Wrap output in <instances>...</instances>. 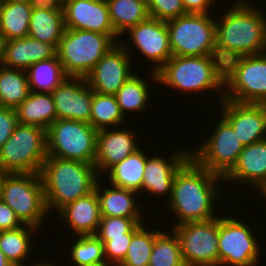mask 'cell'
I'll list each match as a JSON object with an SVG mask.
<instances>
[{
	"instance_id": "d4e9b609",
	"label": "cell",
	"mask_w": 266,
	"mask_h": 266,
	"mask_svg": "<svg viewBox=\"0 0 266 266\" xmlns=\"http://www.w3.org/2000/svg\"><path fill=\"white\" fill-rule=\"evenodd\" d=\"M15 110L18 123L36 125L46 130L57 119L51 93L30 91L28 97Z\"/></svg>"
},
{
	"instance_id": "30bf717a",
	"label": "cell",
	"mask_w": 266,
	"mask_h": 266,
	"mask_svg": "<svg viewBox=\"0 0 266 266\" xmlns=\"http://www.w3.org/2000/svg\"><path fill=\"white\" fill-rule=\"evenodd\" d=\"M166 25L173 56L216 55V22L210 14L187 13Z\"/></svg>"
},
{
	"instance_id": "c3c4849f",
	"label": "cell",
	"mask_w": 266,
	"mask_h": 266,
	"mask_svg": "<svg viewBox=\"0 0 266 266\" xmlns=\"http://www.w3.org/2000/svg\"><path fill=\"white\" fill-rule=\"evenodd\" d=\"M86 266H114L111 263H108L106 260L103 262L91 264V265H86Z\"/></svg>"
},
{
	"instance_id": "4dcf8cb0",
	"label": "cell",
	"mask_w": 266,
	"mask_h": 266,
	"mask_svg": "<svg viewBox=\"0 0 266 266\" xmlns=\"http://www.w3.org/2000/svg\"><path fill=\"white\" fill-rule=\"evenodd\" d=\"M26 73L31 92L52 93L68 77L57 55L34 63Z\"/></svg>"
},
{
	"instance_id": "7bdbcfd3",
	"label": "cell",
	"mask_w": 266,
	"mask_h": 266,
	"mask_svg": "<svg viewBox=\"0 0 266 266\" xmlns=\"http://www.w3.org/2000/svg\"><path fill=\"white\" fill-rule=\"evenodd\" d=\"M186 13L209 14L215 0H181Z\"/></svg>"
},
{
	"instance_id": "681fc988",
	"label": "cell",
	"mask_w": 266,
	"mask_h": 266,
	"mask_svg": "<svg viewBox=\"0 0 266 266\" xmlns=\"http://www.w3.org/2000/svg\"><path fill=\"white\" fill-rule=\"evenodd\" d=\"M258 193L262 194V196L266 198V185L259 192H257V194Z\"/></svg>"
},
{
	"instance_id": "6da1fadb",
	"label": "cell",
	"mask_w": 266,
	"mask_h": 266,
	"mask_svg": "<svg viewBox=\"0 0 266 266\" xmlns=\"http://www.w3.org/2000/svg\"><path fill=\"white\" fill-rule=\"evenodd\" d=\"M247 0H236L216 22V56L226 64L266 48V15ZM219 18V19H218Z\"/></svg>"
},
{
	"instance_id": "f546056e",
	"label": "cell",
	"mask_w": 266,
	"mask_h": 266,
	"mask_svg": "<svg viewBox=\"0 0 266 266\" xmlns=\"http://www.w3.org/2000/svg\"><path fill=\"white\" fill-rule=\"evenodd\" d=\"M32 7L27 3L0 2V34L3 41L28 36Z\"/></svg>"
},
{
	"instance_id": "5b68a950",
	"label": "cell",
	"mask_w": 266,
	"mask_h": 266,
	"mask_svg": "<svg viewBox=\"0 0 266 266\" xmlns=\"http://www.w3.org/2000/svg\"><path fill=\"white\" fill-rule=\"evenodd\" d=\"M121 37L94 31L65 29L57 56L68 77H86Z\"/></svg>"
},
{
	"instance_id": "7dc6e473",
	"label": "cell",
	"mask_w": 266,
	"mask_h": 266,
	"mask_svg": "<svg viewBox=\"0 0 266 266\" xmlns=\"http://www.w3.org/2000/svg\"><path fill=\"white\" fill-rule=\"evenodd\" d=\"M31 0H0V2H6V3H27L29 4Z\"/></svg>"
},
{
	"instance_id": "d590c367",
	"label": "cell",
	"mask_w": 266,
	"mask_h": 266,
	"mask_svg": "<svg viewBox=\"0 0 266 266\" xmlns=\"http://www.w3.org/2000/svg\"><path fill=\"white\" fill-rule=\"evenodd\" d=\"M145 225L133 235L126 257L119 266H148L155 241V230Z\"/></svg>"
},
{
	"instance_id": "d6a6232c",
	"label": "cell",
	"mask_w": 266,
	"mask_h": 266,
	"mask_svg": "<svg viewBox=\"0 0 266 266\" xmlns=\"http://www.w3.org/2000/svg\"><path fill=\"white\" fill-rule=\"evenodd\" d=\"M125 117L115 95L93 91L90 124L98 131L124 124Z\"/></svg>"
},
{
	"instance_id": "603a6c76",
	"label": "cell",
	"mask_w": 266,
	"mask_h": 266,
	"mask_svg": "<svg viewBox=\"0 0 266 266\" xmlns=\"http://www.w3.org/2000/svg\"><path fill=\"white\" fill-rule=\"evenodd\" d=\"M58 214L75 235H95L101 220L99 199L94 190L67 204Z\"/></svg>"
},
{
	"instance_id": "ee69618b",
	"label": "cell",
	"mask_w": 266,
	"mask_h": 266,
	"mask_svg": "<svg viewBox=\"0 0 266 266\" xmlns=\"http://www.w3.org/2000/svg\"><path fill=\"white\" fill-rule=\"evenodd\" d=\"M32 9L63 10L61 0H31L29 3Z\"/></svg>"
},
{
	"instance_id": "5bb4252c",
	"label": "cell",
	"mask_w": 266,
	"mask_h": 266,
	"mask_svg": "<svg viewBox=\"0 0 266 266\" xmlns=\"http://www.w3.org/2000/svg\"><path fill=\"white\" fill-rule=\"evenodd\" d=\"M128 43L117 42L97 62L85 77L89 87L98 93L115 95L124 83L135 74L131 69V52ZM131 62V63H130Z\"/></svg>"
},
{
	"instance_id": "44dd1931",
	"label": "cell",
	"mask_w": 266,
	"mask_h": 266,
	"mask_svg": "<svg viewBox=\"0 0 266 266\" xmlns=\"http://www.w3.org/2000/svg\"><path fill=\"white\" fill-rule=\"evenodd\" d=\"M223 181L247 183L259 192L266 185V139L244 146L236 165Z\"/></svg>"
},
{
	"instance_id": "e575fe53",
	"label": "cell",
	"mask_w": 266,
	"mask_h": 266,
	"mask_svg": "<svg viewBox=\"0 0 266 266\" xmlns=\"http://www.w3.org/2000/svg\"><path fill=\"white\" fill-rule=\"evenodd\" d=\"M155 229V241L148 266H185L177 235Z\"/></svg>"
},
{
	"instance_id": "4316f807",
	"label": "cell",
	"mask_w": 266,
	"mask_h": 266,
	"mask_svg": "<svg viewBox=\"0 0 266 266\" xmlns=\"http://www.w3.org/2000/svg\"><path fill=\"white\" fill-rule=\"evenodd\" d=\"M65 29L63 10L32 9L28 36L57 50Z\"/></svg>"
},
{
	"instance_id": "3957f363",
	"label": "cell",
	"mask_w": 266,
	"mask_h": 266,
	"mask_svg": "<svg viewBox=\"0 0 266 266\" xmlns=\"http://www.w3.org/2000/svg\"><path fill=\"white\" fill-rule=\"evenodd\" d=\"M48 212L58 213L67 204L94 191L99 178L94 164L47 156L41 168Z\"/></svg>"
},
{
	"instance_id": "bcb514c9",
	"label": "cell",
	"mask_w": 266,
	"mask_h": 266,
	"mask_svg": "<svg viewBox=\"0 0 266 266\" xmlns=\"http://www.w3.org/2000/svg\"><path fill=\"white\" fill-rule=\"evenodd\" d=\"M42 261H40V263L39 262H37L36 264H33V263H31L30 265L31 266H56L55 264H53V263H51V260H50V262H42Z\"/></svg>"
},
{
	"instance_id": "2e32d148",
	"label": "cell",
	"mask_w": 266,
	"mask_h": 266,
	"mask_svg": "<svg viewBox=\"0 0 266 266\" xmlns=\"http://www.w3.org/2000/svg\"><path fill=\"white\" fill-rule=\"evenodd\" d=\"M127 31L137 51L155 65L152 72H157L173 56L165 21L149 17Z\"/></svg>"
},
{
	"instance_id": "9c48e42d",
	"label": "cell",
	"mask_w": 266,
	"mask_h": 266,
	"mask_svg": "<svg viewBox=\"0 0 266 266\" xmlns=\"http://www.w3.org/2000/svg\"><path fill=\"white\" fill-rule=\"evenodd\" d=\"M97 134L87 122L56 119L47 129V156L94 164Z\"/></svg>"
},
{
	"instance_id": "83f0119b",
	"label": "cell",
	"mask_w": 266,
	"mask_h": 266,
	"mask_svg": "<svg viewBox=\"0 0 266 266\" xmlns=\"http://www.w3.org/2000/svg\"><path fill=\"white\" fill-rule=\"evenodd\" d=\"M37 231L38 228L27 224L17 229L0 231V250L13 266H25L28 263L25 261L30 257L33 236Z\"/></svg>"
},
{
	"instance_id": "ac0fdd59",
	"label": "cell",
	"mask_w": 266,
	"mask_h": 266,
	"mask_svg": "<svg viewBox=\"0 0 266 266\" xmlns=\"http://www.w3.org/2000/svg\"><path fill=\"white\" fill-rule=\"evenodd\" d=\"M63 12L66 29L117 34L110 21L106 0H65Z\"/></svg>"
},
{
	"instance_id": "ba28073f",
	"label": "cell",
	"mask_w": 266,
	"mask_h": 266,
	"mask_svg": "<svg viewBox=\"0 0 266 266\" xmlns=\"http://www.w3.org/2000/svg\"><path fill=\"white\" fill-rule=\"evenodd\" d=\"M224 87L223 99L266 104V53L229 60L225 64Z\"/></svg>"
},
{
	"instance_id": "7c38bea8",
	"label": "cell",
	"mask_w": 266,
	"mask_h": 266,
	"mask_svg": "<svg viewBox=\"0 0 266 266\" xmlns=\"http://www.w3.org/2000/svg\"><path fill=\"white\" fill-rule=\"evenodd\" d=\"M252 228L234 217H218L219 266H256L260 247ZM259 255V256H258Z\"/></svg>"
},
{
	"instance_id": "7a4b0ae2",
	"label": "cell",
	"mask_w": 266,
	"mask_h": 266,
	"mask_svg": "<svg viewBox=\"0 0 266 266\" xmlns=\"http://www.w3.org/2000/svg\"><path fill=\"white\" fill-rule=\"evenodd\" d=\"M221 180L224 182L223 177L201 167L191 157L178 170L173 181L171 197L167 202L168 211L177 218L173 226L216 218L214 201L221 195L220 188L216 185Z\"/></svg>"
},
{
	"instance_id": "9a60e30c",
	"label": "cell",
	"mask_w": 266,
	"mask_h": 266,
	"mask_svg": "<svg viewBox=\"0 0 266 266\" xmlns=\"http://www.w3.org/2000/svg\"><path fill=\"white\" fill-rule=\"evenodd\" d=\"M220 102L221 116L244 146L266 139V104L238 103L227 99Z\"/></svg>"
},
{
	"instance_id": "74e56055",
	"label": "cell",
	"mask_w": 266,
	"mask_h": 266,
	"mask_svg": "<svg viewBox=\"0 0 266 266\" xmlns=\"http://www.w3.org/2000/svg\"><path fill=\"white\" fill-rule=\"evenodd\" d=\"M143 218L101 217L96 236L104 244L110 237H124L138 223H144Z\"/></svg>"
},
{
	"instance_id": "484cf974",
	"label": "cell",
	"mask_w": 266,
	"mask_h": 266,
	"mask_svg": "<svg viewBox=\"0 0 266 266\" xmlns=\"http://www.w3.org/2000/svg\"><path fill=\"white\" fill-rule=\"evenodd\" d=\"M144 150L139 148L121 162L110 167L105 174H109L110 186L139 192L142 189L144 169L147 157Z\"/></svg>"
},
{
	"instance_id": "277c9868",
	"label": "cell",
	"mask_w": 266,
	"mask_h": 266,
	"mask_svg": "<svg viewBox=\"0 0 266 266\" xmlns=\"http://www.w3.org/2000/svg\"><path fill=\"white\" fill-rule=\"evenodd\" d=\"M148 73L151 81L182 92L216 90L223 100L225 64L216 55L172 56L157 72Z\"/></svg>"
},
{
	"instance_id": "f6af8a7d",
	"label": "cell",
	"mask_w": 266,
	"mask_h": 266,
	"mask_svg": "<svg viewBox=\"0 0 266 266\" xmlns=\"http://www.w3.org/2000/svg\"><path fill=\"white\" fill-rule=\"evenodd\" d=\"M0 266H13L8 259L6 258V256L4 255V253L0 250Z\"/></svg>"
},
{
	"instance_id": "8d00e7d4",
	"label": "cell",
	"mask_w": 266,
	"mask_h": 266,
	"mask_svg": "<svg viewBox=\"0 0 266 266\" xmlns=\"http://www.w3.org/2000/svg\"><path fill=\"white\" fill-rule=\"evenodd\" d=\"M71 246V260L75 266L105 261L104 245L96 235H78Z\"/></svg>"
},
{
	"instance_id": "52a82bcc",
	"label": "cell",
	"mask_w": 266,
	"mask_h": 266,
	"mask_svg": "<svg viewBox=\"0 0 266 266\" xmlns=\"http://www.w3.org/2000/svg\"><path fill=\"white\" fill-rule=\"evenodd\" d=\"M0 185L1 200L23 224L40 230L43 218L49 213L40 174L0 173Z\"/></svg>"
},
{
	"instance_id": "cb8c5ba5",
	"label": "cell",
	"mask_w": 266,
	"mask_h": 266,
	"mask_svg": "<svg viewBox=\"0 0 266 266\" xmlns=\"http://www.w3.org/2000/svg\"><path fill=\"white\" fill-rule=\"evenodd\" d=\"M100 180H97L94 190L99 199L101 217L143 218L144 213L134 198L137 192L115 186L101 189Z\"/></svg>"
},
{
	"instance_id": "f1b7e54d",
	"label": "cell",
	"mask_w": 266,
	"mask_h": 266,
	"mask_svg": "<svg viewBox=\"0 0 266 266\" xmlns=\"http://www.w3.org/2000/svg\"><path fill=\"white\" fill-rule=\"evenodd\" d=\"M114 31L127 35L129 28L147 20L150 15L147 0H106Z\"/></svg>"
},
{
	"instance_id": "1f68e13d",
	"label": "cell",
	"mask_w": 266,
	"mask_h": 266,
	"mask_svg": "<svg viewBox=\"0 0 266 266\" xmlns=\"http://www.w3.org/2000/svg\"><path fill=\"white\" fill-rule=\"evenodd\" d=\"M0 66V106L16 109L30 93L27 73Z\"/></svg>"
},
{
	"instance_id": "8fae6325",
	"label": "cell",
	"mask_w": 266,
	"mask_h": 266,
	"mask_svg": "<svg viewBox=\"0 0 266 266\" xmlns=\"http://www.w3.org/2000/svg\"><path fill=\"white\" fill-rule=\"evenodd\" d=\"M216 124L211 136L191 151V157L201 167L224 178L236 165L244 145L222 116Z\"/></svg>"
},
{
	"instance_id": "7402d4cb",
	"label": "cell",
	"mask_w": 266,
	"mask_h": 266,
	"mask_svg": "<svg viewBox=\"0 0 266 266\" xmlns=\"http://www.w3.org/2000/svg\"><path fill=\"white\" fill-rule=\"evenodd\" d=\"M56 55L57 51L52 45L27 36L3 41L0 65L26 71L34 63L53 58Z\"/></svg>"
},
{
	"instance_id": "60d3db41",
	"label": "cell",
	"mask_w": 266,
	"mask_h": 266,
	"mask_svg": "<svg viewBox=\"0 0 266 266\" xmlns=\"http://www.w3.org/2000/svg\"><path fill=\"white\" fill-rule=\"evenodd\" d=\"M17 124L16 110L0 106V149L11 137Z\"/></svg>"
},
{
	"instance_id": "4fadbf2b",
	"label": "cell",
	"mask_w": 266,
	"mask_h": 266,
	"mask_svg": "<svg viewBox=\"0 0 266 266\" xmlns=\"http://www.w3.org/2000/svg\"><path fill=\"white\" fill-rule=\"evenodd\" d=\"M185 266H219L218 216L173 226Z\"/></svg>"
},
{
	"instance_id": "d6986e66",
	"label": "cell",
	"mask_w": 266,
	"mask_h": 266,
	"mask_svg": "<svg viewBox=\"0 0 266 266\" xmlns=\"http://www.w3.org/2000/svg\"><path fill=\"white\" fill-rule=\"evenodd\" d=\"M191 149L179 150L168 157L169 160L155 155L147 157L146 166L144 169L142 191H147L151 195L166 196L168 193L169 199L172 194L174 178L178 170L191 158ZM163 194V195H162Z\"/></svg>"
},
{
	"instance_id": "836d02e7",
	"label": "cell",
	"mask_w": 266,
	"mask_h": 266,
	"mask_svg": "<svg viewBox=\"0 0 266 266\" xmlns=\"http://www.w3.org/2000/svg\"><path fill=\"white\" fill-rule=\"evenodd\" d=\"M148 87L147 80L145 81L135 73L117 91L115 97L124 117H126V112H141L146 109V106L148 107L150 102Z\"/></svg>"
},
{
	"instance_id": "ffe728a7",
	"label": "cell",
	"mask_w": 266,
	"mask_h": 266,
	"mask_svg": "<svg viewBox=\"0 0 266 266\" xmlns=\"http://www.w3.org/2000/svg\"><path fill=\"white\" fill-rule=\"evenodd\" d=\"M133 133L123 126L122 130H98L94 166L99 176L140 148Z\"/></svg>"
},
{
	"instance_id": "8992f818",
	"label": "cell",
	"mask_w": 266,
	"mask_h": 266,
	"mask_svg": "<svg viewBox=\"0 0 266 266\" xmlns=\"http://www.w3.org/2000/svg\"><path fill=\"white\" fill-rule=\"evenodd\" d=\"M47 158V130L18 123L0 149V173L40 174Z\"/></svg>"
},
{
	"instance_id": "f35d334b",
	"label": "cell",
	"mask_w": 266,
	"mask_h": 266,
	"mask_svg": "<svg viewBox=\"0 0 266 266\" xmlns=\"http://www.w3.org/2000/svg\"><path fill=\"white\" fill-rule=\"evenodd\" d=\"M143 225V223H138L129 233L124 234V237H110V240L103 244L105 258L108 263L119 266L124 261L133 235Z\"/></svg>"
},
{
	"instance_id": "ab89813d",
	"label": "cell",
	"mask_w": 266,
	"mask_h": 266,
	"mask_svg": "<svg viewBox=\"0 0 266 266\" xmlns=\"http://www.w3.org/2000/svg\"><path fill=\"white\" fill-rule=\"evenodd\" d=\"M149 15L168 21L187 14L181 0H147Z\"/></svg>"
},
{
	"instance_id": "b9f144b4",
	"label": "cell",
	"mask_w": 266,
	"mask_h": 266,
	"mask_svg": "<svg viewBox=\"0 0 266 266\" xmlns=\"http://www.w3.org/2000/svg\"><path fill=\"white\" fill-rule=\"evenodd\" d=\"M23 225L15 212L0 200V231L17 229Z\"/></svg>"
},
{
	"instance_id": "e0dca14e",
	"label": "cell",
	"mask_w": 266,
	"mask_h": 266,
	"mask_svg": "<svg viewBox=\"0 0 266 266\" xmlns=\"http://www.w3.org/2000/svg\"><path fill=\"white\" fill-rule=\"evenodd\" d=\"M57 119L90 124L93 90L84 77H67L53 91Z\"/></svg>"
},
{
	"instance_id": "f907efd6",
	"label": "cell",
	"mask_w": 266,
	"mask_h": 266,
	"mask_svg": "<svg viewBox=\"0 0 266 266\" xmlns=\"http://www.w3.org/2000/svg\"><path fill=\"white\" fill-rule=\"evenodd\" d=\"M2 48H3V40H2V37H1V34H0V59H1V56H2Z\"/></svg>"
}]
</instances>
